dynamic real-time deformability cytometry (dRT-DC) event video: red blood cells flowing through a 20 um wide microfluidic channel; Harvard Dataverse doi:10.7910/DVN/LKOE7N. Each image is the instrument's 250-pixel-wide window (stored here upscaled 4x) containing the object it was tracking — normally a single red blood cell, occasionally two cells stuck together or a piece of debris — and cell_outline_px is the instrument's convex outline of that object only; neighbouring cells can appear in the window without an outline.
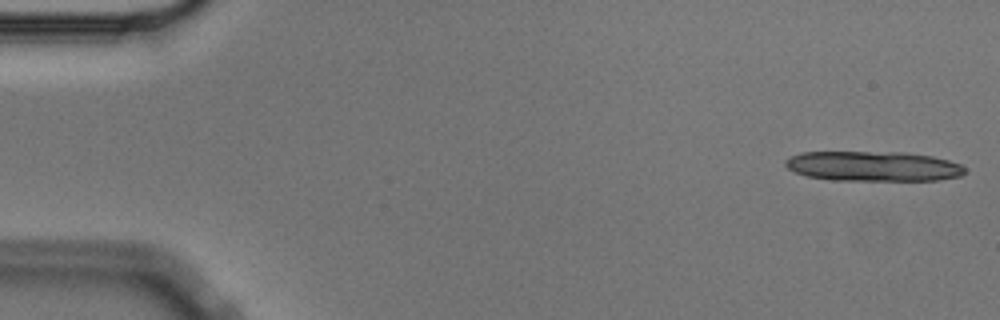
{"species": "Egyptian fruit bat (a non-hibernating species)", "species_latin": "Rousettus aegyptiacus", "temperature_condition": "cold", "stored_images_in_passage": 13, "camera_frame_rate_fps": 3000, "um_per_image_px": 0.085, "animal": {"sex": "male"}, "frame": {"image": 1, "passage_image": 1, "time_ms": 0.0, "image_size_px": [1000, 320], "cell_outline_px": [[964, 172], [960, 176], [936, 180], [832, 180], [808, 176], [796, 172], [788, 168], [784, 164], [784, 160], [800, 152], [904, 152], [932, 156], [948, 160], [960, 164], [964, 168]], "centroid_in_image_um": [74.2, 14.12], "position_along_channel_um": 10.8, "area_um2": 31.21}}